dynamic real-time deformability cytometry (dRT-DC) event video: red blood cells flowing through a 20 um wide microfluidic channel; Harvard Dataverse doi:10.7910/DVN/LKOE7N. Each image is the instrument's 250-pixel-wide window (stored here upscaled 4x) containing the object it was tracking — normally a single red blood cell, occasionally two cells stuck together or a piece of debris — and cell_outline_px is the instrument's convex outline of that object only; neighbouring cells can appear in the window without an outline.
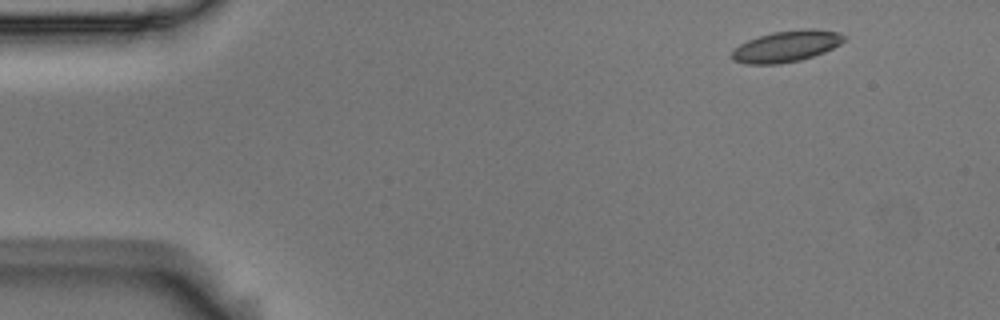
{"species": "Egyptian fruit bat (a non-hibernating species)", "species_latin": "Rousettus aegyptiacus", "temperature_condition": "room temperature", "stored_images_in_passage": 5, "camera_frame_rate_fps": 3000, "um_per_image_px": 0.085, "animal": {"sex": "male"}, "frame": {"image": 1, "passage_image": 1, "time_ms": 0.0, "image_size_px": [1000, 320], "cell_outline_px": [[848, 40], [824, 52], [800, 60], [780, 64], [744, 64], [732, 60], [732, 52], [740, 44], [748, 40], [772, 32], [804, 28], [812, 28], [840, 32], [848, 36]], "centroid_in_image_um": [66.9, 3.92], "position_along_channel_um": 18.1, "area_um2": 20.63}}
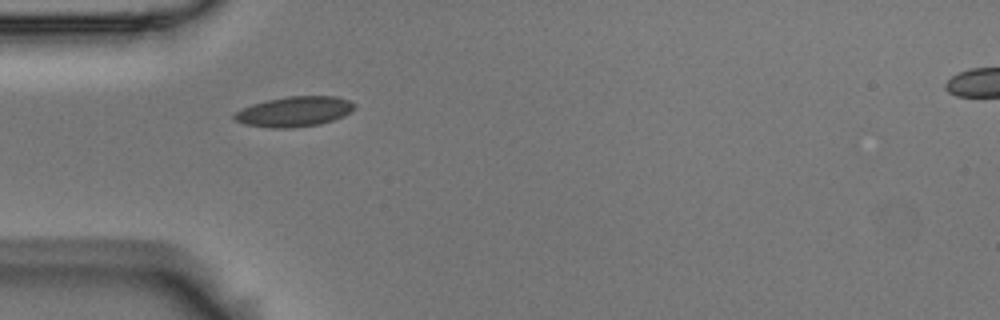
{"frame": {"image": 2, "passage_image": 4, "time_ms": 1.0, "image_size_px": [1000, 320], "cell_outline_px": [[356, 108], [344, 116], [320, 124], [292, 128], [272, 128], [244, 124], [236, 120], [232, 116], [236, 112], [252, 104], [268, 100], [288, 96], [336, 96], [348, 100], [356, 104]], "centroid_in_image_um": [25.05, 9.48], "position_along_channel_um": 60.0, "area_um2": 21.04}}
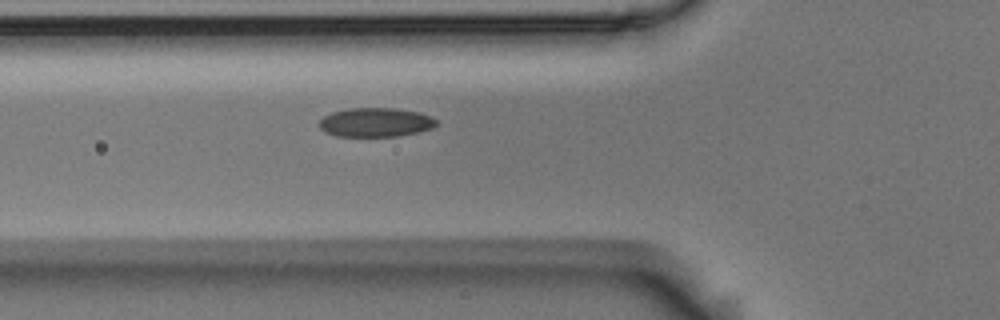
{"frame": {"image": 3, "passage_image": 5, "time_ms": 1.333, "image_size_px": [1000, 320], "cell_outline_px": [[440, 124], [432, 128], [400, 136], [336, 136], [324, 132], [320, 128], [320, 120], [324, 116], [332, 112], [348, 108], [392, 108], [420, 112], [432, 116]], "centroid_in_image_um": [31.95, 10.39], "position_along_channel_um": 93.9, "area_um2": 19.94}}